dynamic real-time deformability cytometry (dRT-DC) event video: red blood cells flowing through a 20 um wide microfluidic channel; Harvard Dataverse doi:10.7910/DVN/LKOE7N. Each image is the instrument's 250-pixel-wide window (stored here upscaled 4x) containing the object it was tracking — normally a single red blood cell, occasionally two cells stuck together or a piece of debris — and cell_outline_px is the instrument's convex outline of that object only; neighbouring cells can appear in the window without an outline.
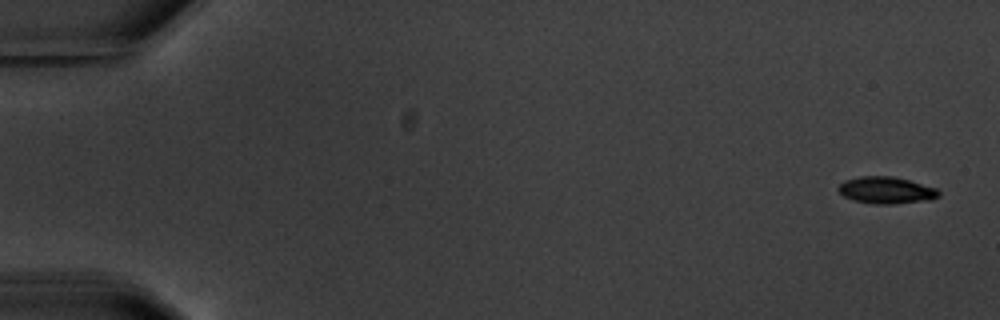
{"species": "common noctule bat (a hibernating species)", "species_latin": "Nyctalus noctula", "temperature_condition": "warm", "stored_images_in_passage": 5, "camera_frame_rate_fps": 3000, "um_per_image_px": 0.085, "animal": {"sex": "male", "body_mass_g": 20.1, "forearm_length_mm": 53.5}, "frame": {"image": 1, "passage_image": 1, "time_ms": 0.0, "image_size_px": [1000, 320], "cell_outline_px": [[940, 196], [928, 200], [892, 204], [876, 204], [856, 200], [844, 196], [836, 188], [844, 180], [860, 176], [892, 176], [908, 180], [936, 188], [940, 192]], "centroid_in_image_um": [75.32, 16.16], "position_along_channel_um": 9.7, "area_um2": 15.55}}
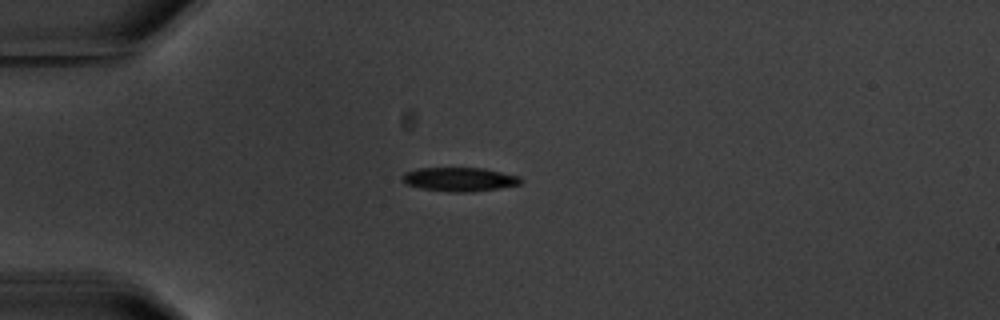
{"frame": {"image": 2, "passage_image": 5, "time_ms": 4.667, "image_size_px": [1000, 320], "cell_outline_px": [[524, 180], [520, 184], [500, 188], [472, 192], [448, 192], [420, 188], [404, 184], [400, 176], [404, 172], [416, 168], [484, 168], [520, 176]], "centroid_in_image_um": [39.03, 15.24], "position_along_channel_um": 46.0, "area_um2": 16.82}}